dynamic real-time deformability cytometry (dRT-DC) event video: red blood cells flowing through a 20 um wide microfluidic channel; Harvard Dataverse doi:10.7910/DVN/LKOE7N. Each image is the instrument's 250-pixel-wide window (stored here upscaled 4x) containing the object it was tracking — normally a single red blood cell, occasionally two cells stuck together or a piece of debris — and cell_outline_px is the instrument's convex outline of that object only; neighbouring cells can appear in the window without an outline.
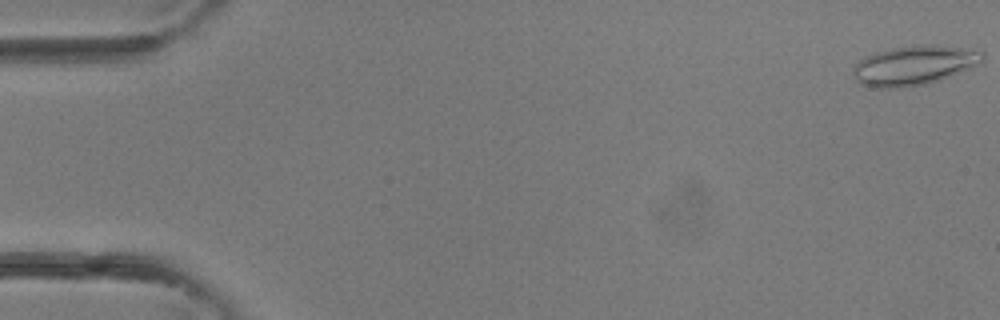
{"species": "common noctule bat (a hibernating species)", "species_latin": "Nyctalus noctula", "temperature_condition": "room temperature", "stored_images_in_passage": 4, "camera_frame_rate_fps": 3000, "um_per_image_px": 0.085, "animal": {"sex": "female"}, "frame": {"image": 1, "passage_image": 1, "time_ms": 0.0, "image_size_px": [1000, 320], "cell_outline_px": [[984, 60], [968, 68], [940, 80], [924, 84], [896, 88], [880, 88], [860, 84], [856, 80], [852, 72], [856, 64], [864, 56], [876, 52], [892, 48], [920, 44], [932, 44], [960, 48], [984, 52]], "centroid_in_image_um": [77.65, 5.55], "position_along_channel_um": 7.3, "area_um2": 29.42}}